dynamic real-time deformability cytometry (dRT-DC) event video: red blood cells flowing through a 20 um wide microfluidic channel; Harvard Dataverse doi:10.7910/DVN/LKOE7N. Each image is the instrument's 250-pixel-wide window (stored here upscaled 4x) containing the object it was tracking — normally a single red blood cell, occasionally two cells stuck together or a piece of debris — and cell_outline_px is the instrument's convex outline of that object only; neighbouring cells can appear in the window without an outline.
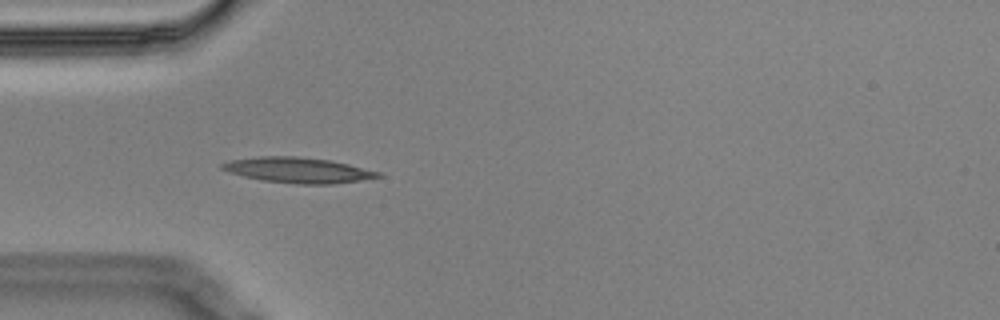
{"species": "Egyptian fruit bat (a non-hibernating species)", "species_latin": "Rousettus aegyptiacus", "temperature_condition": "cold", "stored_images_in_passage": 7, "camera_frame_rate_fps": 3000, "um_per_image_px": 0.085, "animal": {"sex": "male"}, "frame": {"image": 1, "passage_image": 5, "time_ms": 1.333, "image_size_px": [1000, 320], "cell_outline_px": [[384, 176], [360, 180], [332, 184], [296, 184], [264, 180], [244, 176], [228, 172], [220, 168], [220, 164], [232, 160], [260, 156], [296, 156], [332, 160], [380, 172]], "centroid_in_image_um": [25.34, 14.46], "position_along_channel_um": 59.7, "area_um2": 23.0}}